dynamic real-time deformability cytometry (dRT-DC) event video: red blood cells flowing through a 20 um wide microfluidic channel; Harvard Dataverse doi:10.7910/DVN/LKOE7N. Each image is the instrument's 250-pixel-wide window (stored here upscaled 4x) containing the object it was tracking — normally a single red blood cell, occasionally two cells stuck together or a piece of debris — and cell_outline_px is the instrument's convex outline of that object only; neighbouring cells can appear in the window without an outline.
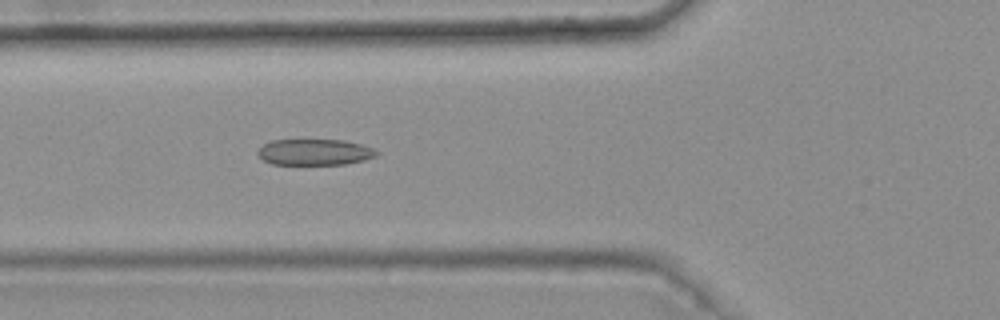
{"species": "common noctule bat (a hibernating species)", "species_latin": "Nyctalus noctula", "temperature_condition": "warm", "stored_images_in_passage": 4, "camera_frame_rate_fps": 3000, "um_per_image_px": 0.085, "animal": {"sex": "female", "body_mass_g": 25.1}, "frame": {"image": 1, "passage_image": 4, "time_ms": 1.0, "image_size_px": [1000, 320], "cell_outline_px": [[380, 152], [376, 156], [364, 160], [344, 164], [272, 164], [264, 160], [256, 152], [264, 144], [272, 140], [344, 140], [360, 144], [372, 148]], "centroid_in_image_um": [26.76, 12.93], "position_along_channel_um": 99.0, "area_um2": 17.92}}